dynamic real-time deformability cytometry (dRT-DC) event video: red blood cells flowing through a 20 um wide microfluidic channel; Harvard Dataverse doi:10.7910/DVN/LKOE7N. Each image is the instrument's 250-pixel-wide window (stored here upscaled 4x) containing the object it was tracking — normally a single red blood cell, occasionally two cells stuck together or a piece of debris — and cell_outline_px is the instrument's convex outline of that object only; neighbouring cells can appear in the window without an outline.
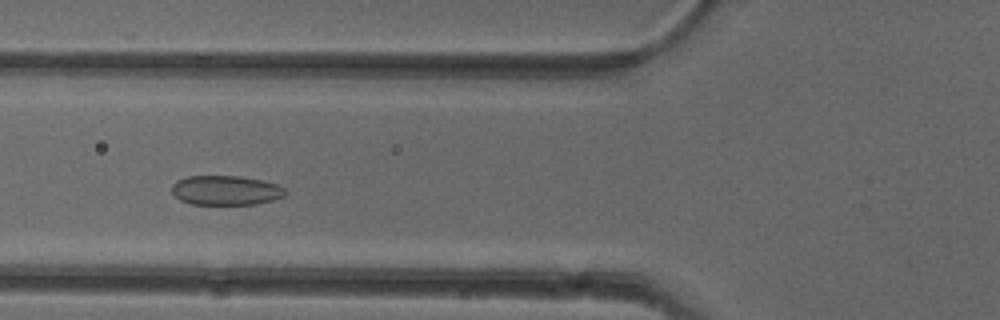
{"species": "common noctule bat (a hibernating species)", "species_latin": "Nyctalus noctula", "temperature_condition": "cold", "stored_images_in_passage": 17, "camera_frame_rate_fps": 3000, "um_per_image_px": 0.085, "animal": {"sex": "female"}, "frame": {"image": 1, "passage_image": 5, "time_ms": 1.333, "image_size_px": [1000, 320], "cell_outline_px": [[288, 192], [284, 196], [272, 200], [256, 204], [192, 204], [180, 200], [172, 192], [172, 184], [176, 180], [188, 176], [240, 176], [260, 180], [276, 184], [284, 188]], "centroid_in_image_um": [19.18, 16.17], "position_along_channel_um": 106.6, "area_um2": 19.48}}
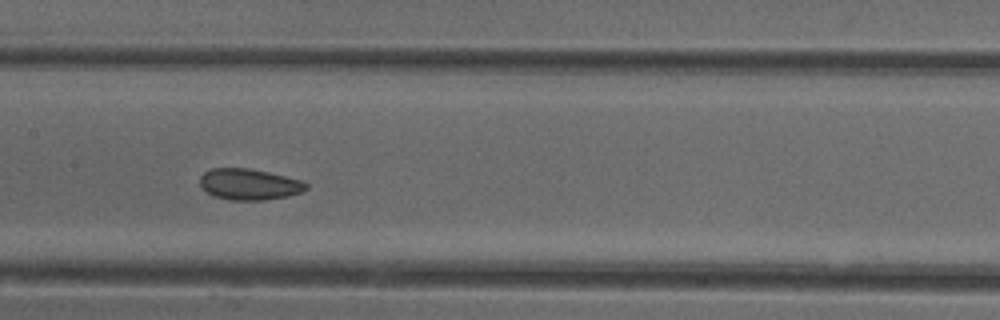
{"frame": {"image": 2, "passage_image": 11, "time_ms": 3.333, "image_size_px": [1000, 320], "cell_outline_px": [[308, 188], [300, 192], [288, 196], [264, 200], [228, 200], [216, 196], [208, 192], [200, 184], [200, 176], [204, 172], [212, 168], [248, 168], [268, 172], [300, 180], [308, 184]], "centroid_in_image_um": [21.18, 15.66], "position_along_channel_um": 186.2, "area_um2": 19.07}}
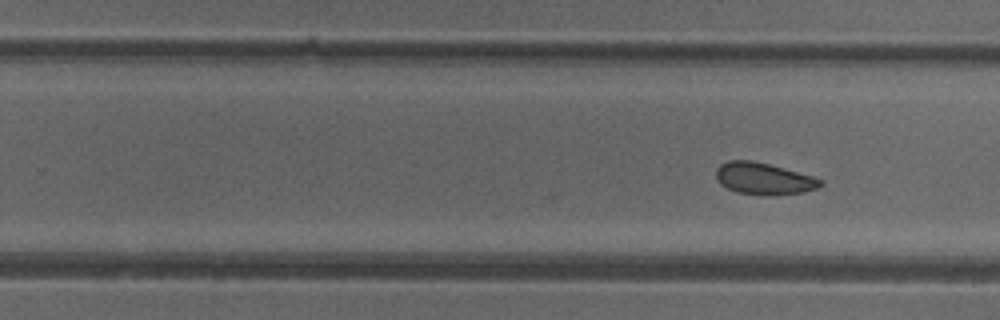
{"frame": {"image": 3, "passage_image": 17, "time_ms": 5.333, "image_size_px": [1000, 320], "cell_outline_px": [[824, 184], [816, 188], [800, 192], [768, 196], [736, 192], [720, 184], [716, 180], [716, 168], [720, 164], [728, 160], [752, 160], [784, 168], [812, 176], [824, 180]], "centroid_in_image_um": [64.89, 15.18], "position_along_channel_um": 264.9, "area_um2": 19.36}}